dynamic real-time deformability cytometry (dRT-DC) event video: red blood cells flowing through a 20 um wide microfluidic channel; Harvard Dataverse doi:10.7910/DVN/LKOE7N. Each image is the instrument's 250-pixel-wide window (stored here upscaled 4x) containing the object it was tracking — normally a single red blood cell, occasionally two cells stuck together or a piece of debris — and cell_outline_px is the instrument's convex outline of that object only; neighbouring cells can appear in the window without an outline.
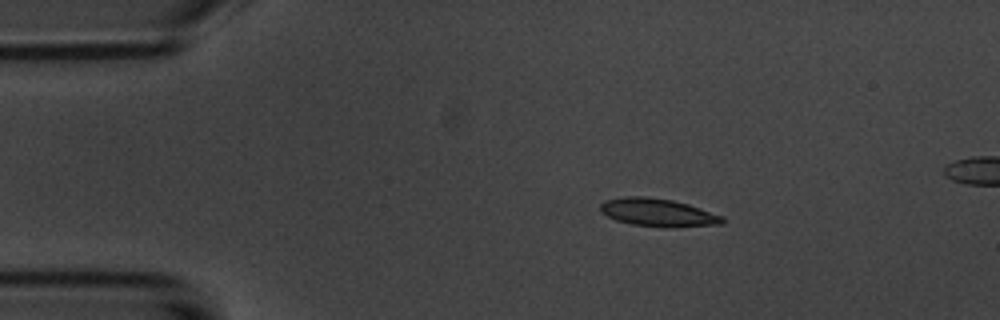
{"species": "common noctule bat (a hibernating species)", "species_latin": "Nyctalus noctula", "temperature_condition": "room temperature", "stored_images_in_passage": 5, "segment_of_instrument_passage": [1, 2], "camera_frame_rate_fps": 3000, "um_per_image_px": 0.085, "animal": {"sex": "male", "body_mass_g": 20.1, "forearm_length_mm": 53.5}, "frame": {"image": 1, "passage_image": 2, "time_ms": 1.333, "image_size_px": [1000, 320], "cell_outline_px": [[724, 224], [672, 228], [632, 224], [616, 220], [600, 212], [600, 204], [604, 200], [624, 196], [644, 196], [672, 200], [688, 204], [724, 216]], "centroid_in_image_um": [55.94, 18.06], "position_along_channel_um": 29.1, "area_um2": 20.06}}